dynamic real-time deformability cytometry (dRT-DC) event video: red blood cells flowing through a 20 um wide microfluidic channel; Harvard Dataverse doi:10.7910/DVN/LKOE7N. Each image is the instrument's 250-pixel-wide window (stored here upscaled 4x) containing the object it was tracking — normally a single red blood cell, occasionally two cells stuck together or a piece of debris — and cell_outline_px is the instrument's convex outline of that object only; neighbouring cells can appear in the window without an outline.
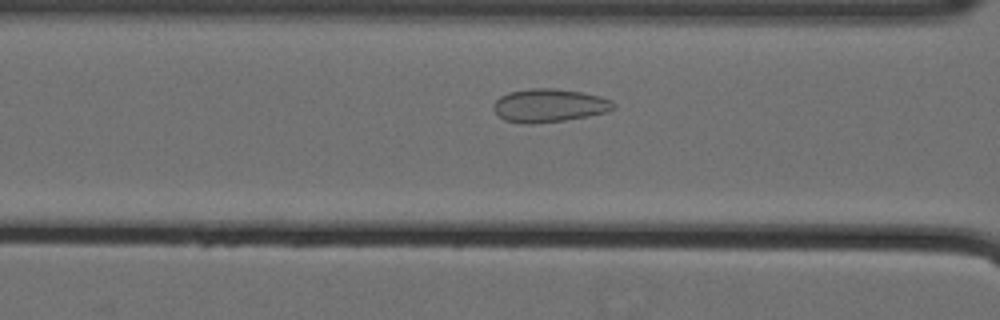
{"species": "Egyptian fruit bat (a non-hibernating species)", "species_latin": "Rousettus aegyptiacus", "temperature_condition": "cold", "stored_images_in_passage": 48, "camera_frame_rate_fps": 3000, "um_per_image_px": 0.085, "animal": {"sex": "female"}, "frame": {"image": 1, "passage_image": 16, "time_ms": 5.0, "image_size_px": [1000, 320], "cell_outline_px": [[616, 108], [608, 112], [564, 120], [528, 124], [524, 124], [504, 120], [492, 108], [492, 104], [500, 96], [508, 92], [532, 88], [552, 88], [584, 92], [600, 96], [612, 100], [616, 104]], "centroid_in_image_um": [46.69, 8.96], "position_along_channel_um": 119.9, "area_um2": 23.41}}
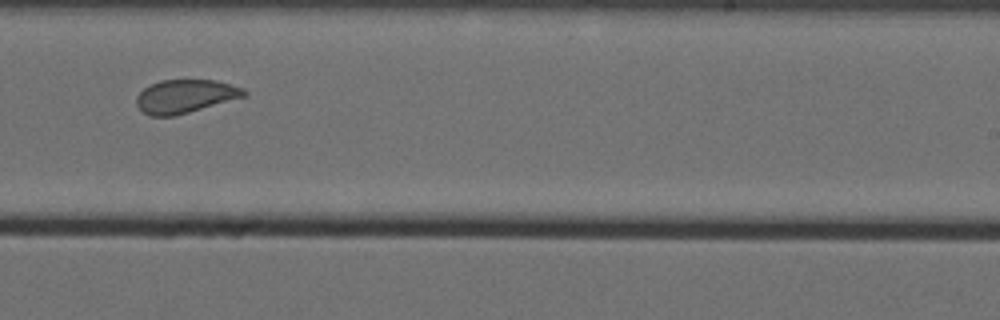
{"frame": {"image": 2, "passage_image": 29, "time_ms": 9.333, "image_size_px": [1000, 320], "cell_outline_px": [[248, 96], [176, 116], [152, 116], [144, 112], [136, 104], [136, 96], [144, 88], [160, 80], [216, 80], [244, 88], [248, 92]], "centroid_in_image_um": [15.79, 8.19], "position_along_channel_um": 273.2, "area_um2": 21.1}}
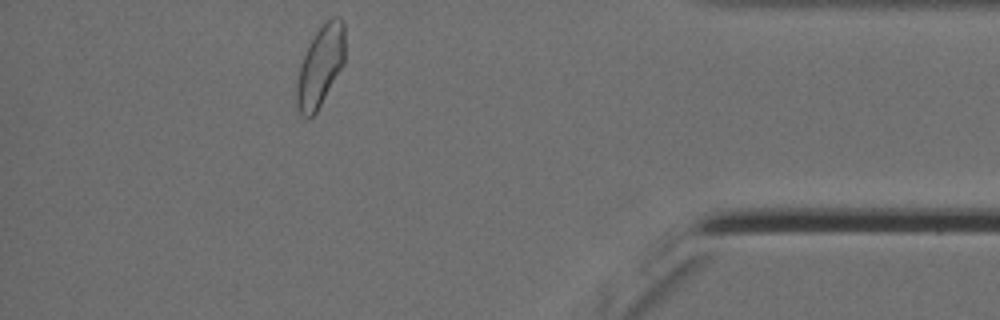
{"frame": {"image": 3, "passage_image": 43, "time_ms": 14.0, "image_size_px": [1000, 320], "cell_outline_px": [[344, 64], [316, 112], [308, 120], [296, 108], [296, 84], [300, 64], [308, 44], [316, 32], [332, 16], [340, 16], [344, 20]], "centroid_in_image_um": [27.22, 5.62], "position_along_channel_um": 408.0, "area_um2": 22.72}, "authors_computed_cell_mechanics": {"area_um2": 22.7154, "velocity_mm_per_s": 3.5398, "shape_relaxation_time_tau1_ms": 6.1085, "shape_relaxation_time_tau2_ms": 0.5915, "deformation_change_tau1": 0.0912, "deformation_change_tau2": 0.0699}}